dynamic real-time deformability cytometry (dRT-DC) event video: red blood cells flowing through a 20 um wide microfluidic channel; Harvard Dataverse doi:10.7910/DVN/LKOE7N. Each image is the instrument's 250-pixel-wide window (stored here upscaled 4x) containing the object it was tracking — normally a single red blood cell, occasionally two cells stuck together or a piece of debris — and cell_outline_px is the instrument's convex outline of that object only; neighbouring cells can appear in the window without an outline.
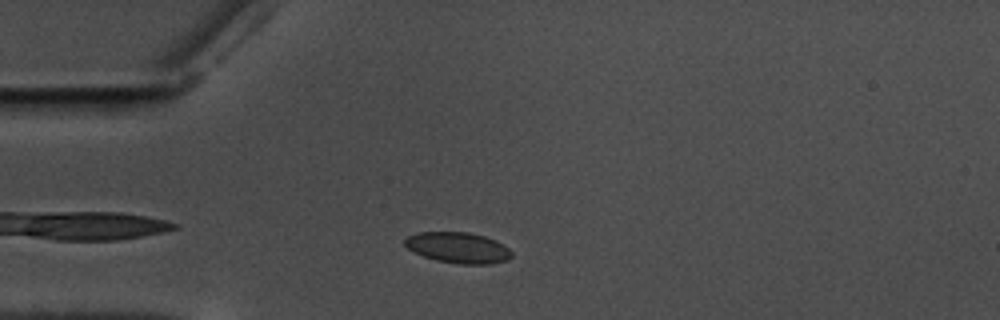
{"species": "common noctule bat (a hibernating species)", "species_latin": "Nyctalus noctula", "temperature_condition": "warm", "stored_images_in_passage": 48, "camera_frame_rate_fps": 3000, "um_per_image_px": 0.085, "animal": {"sex": "male", "body_mass_g": 17.5, "forearm_length_mm": 52.3}, "frame": {"image": 1, "passage_image": 5, "time_ms": 1.333, "image_size_px": [1000, 320], "cell_outline_px": [[512, 256], [508, 260], [492, 264], [460, 264], [436, 260], [424, 256], [408, 248], [404, 244], [404, 240], [408, 236], [416, 232], [468, 232], [484, 236], [496, 240], [504, 244], [512, 252]], "centroid_in_image_um": [38.97, 21.05], "position_along_channel_um": 46.0, "area_um2": 19.25}}
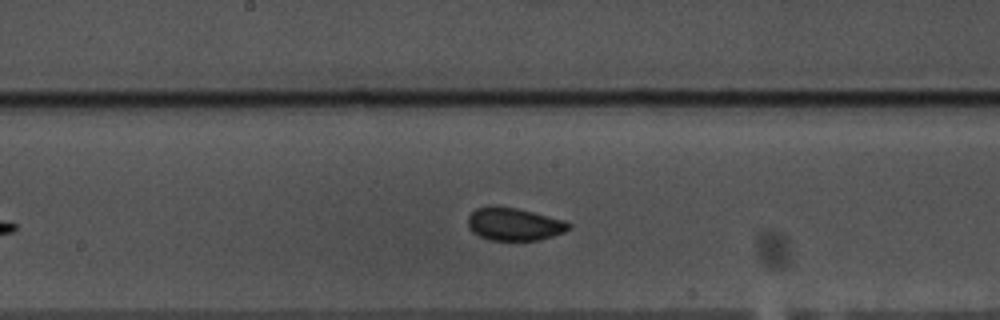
{"frame": {"image": 2, "passage_image": 20, "time_ms": 6.333, "image_size_px": [1000, 320], "cell_outline_px": [[572, 228], [564, 232], [540, 240], [488, 240], [472, 232], [468, 228], [468, 216], [476, 208], [488, 204], [492, 204], [516, 208], [564, 220], [572, 224]], "centroid_in_image_um": [43.67, 19.04], "position_along_channel_um": 204.5, "area_um2": 19.54}}
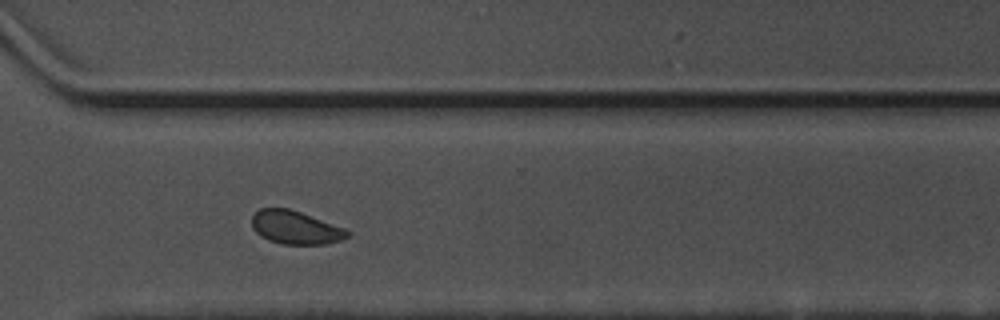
{"frame": {"image": 3, "passage_image": 32, "time_ms": 10.333, "image_size_px": [1000, 320], "cell_outline_px": [[352, 232], [348, 236], [340, 240], [328, 244], [284, 244], [268, 240], [260, 236], [252, 228], [252, 216], [260, 208], [288, 208], [300, 212], [344, 228]], "centroid_in_image_um": [25.1, 19.34], "position_along_channel_um": 345.5, "area_um2": 18.44}, "authors_computed_cell_mechanics": {"area_um2": 19.074, "velocity_mm_per_s": 3.5202, "shape_relaxation_time_tau1_ms": 7.1805, "shape_relaxation_time_tau2_ms": 1.0105, "deformation_change_tau1": 0.0533, "deformation_change_tau2": 0.0564}}